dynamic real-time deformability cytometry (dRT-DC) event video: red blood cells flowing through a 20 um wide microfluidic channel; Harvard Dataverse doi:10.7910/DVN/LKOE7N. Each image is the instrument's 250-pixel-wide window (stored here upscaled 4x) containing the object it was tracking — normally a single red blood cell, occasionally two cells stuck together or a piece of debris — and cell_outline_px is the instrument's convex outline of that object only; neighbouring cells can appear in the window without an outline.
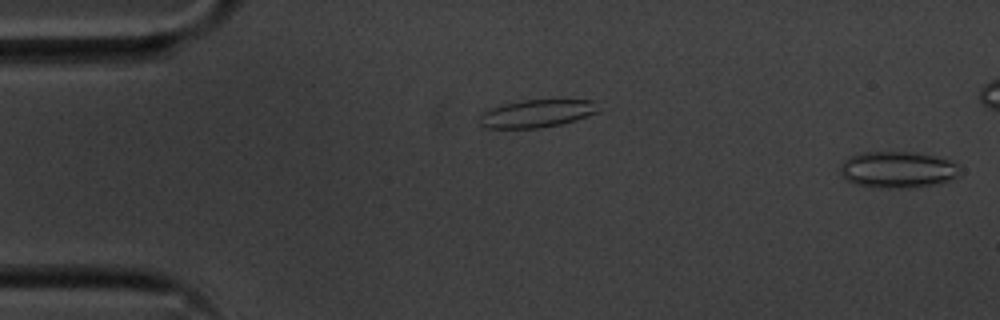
{"species": "common noctule bat (a hibernating species)", "species_latin": "Nyctalus noctula", "temperature_condition": "cold", "stored_images_in_passage": 45, "segment_of_instrument_passage": [1, 2], "camera_frame_rate_fps": 3000, "um_per_image_px": 0.085, "animal": {"sex": "male", "body_mass_g": 20.1, "forearm_length_mm": 53.5}, "frame": {"image": 1, "passage_image": 1, "time_ms": 0.0, "image_size_px": [1000, 320], "cell_outline_px": [[956, 176], [948, 180], [936, 184], [908, 188], [880, 188], [856, 184], [848, 180], [840, 172], [840, 164], [848, 156], [860, 152], [908, 152], [932, 156], [952, 160], [956, 164]], "centroid_in_image_um": [76.22, 14.42], "position_along_channel_um": 8.8, "area_um2": 25.14}}
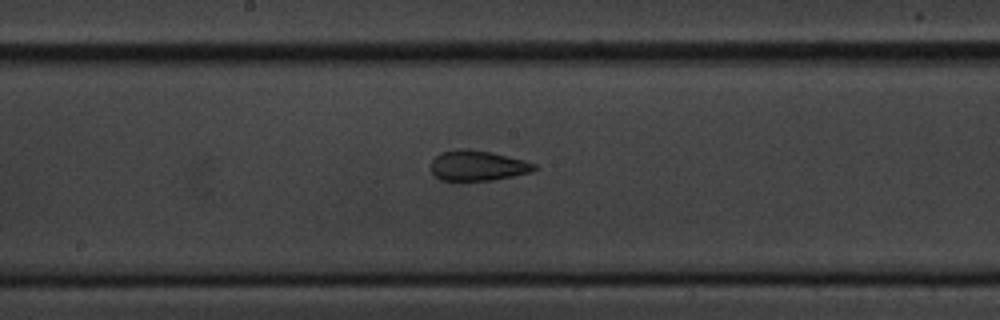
{"frame": {"image": 2, "passage_image": 28, "time_ms": 9.0, "image_size_px": [1000, 320], "cell_outline_px": [[536, 168], [532, 172], [492, 180], [460, 184], [440, 180], [432, 172], [432, 160], [440, 152], [460, 148], [468, 148], [492, 152], [524, 160], [536, 164]], "centroid_in_image_um": [40.56, 14.11], "position_along_channel_um": 207.6, "area_um2": 18.96}}
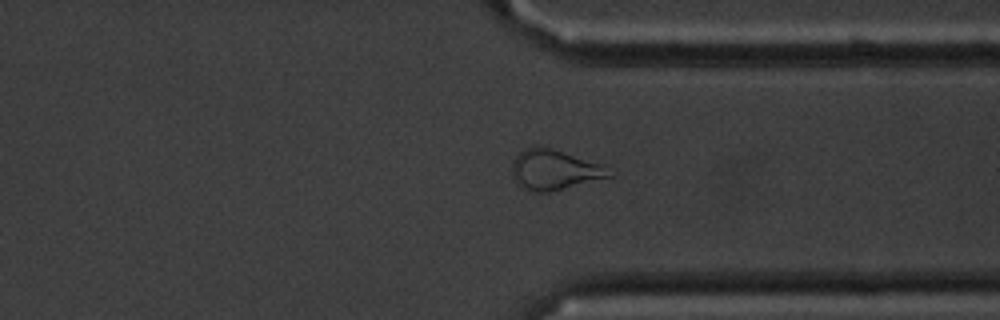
{"frame": {"image": 3, "passage_image": 41, "time_ms": 13.333, "image_size_px": [1000, 320], "cell_outline_px": [[616, 176], [548, 192], [536, 192], [520, 188], [516, 184], [512, 176], [512, 160], [524, 148], [532, 144], [536, 144], [604, 164]], "centroid_in_image_um": [47.11, 14.42], "position_along_channel_um": 364.3, "area_um2": 23.24}}